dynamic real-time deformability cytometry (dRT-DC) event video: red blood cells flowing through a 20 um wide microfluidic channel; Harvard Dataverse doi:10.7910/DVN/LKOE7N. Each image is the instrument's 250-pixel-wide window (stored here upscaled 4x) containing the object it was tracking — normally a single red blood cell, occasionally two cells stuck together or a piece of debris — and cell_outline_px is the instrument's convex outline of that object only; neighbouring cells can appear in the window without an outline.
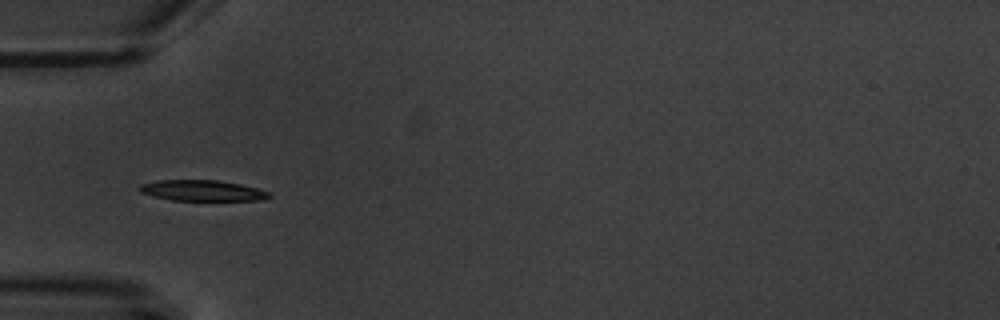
{"species": "common noctule bat (a hibernating species)", "species_latin": "Nyctalus noctula", "temperature_condition": "warm", "stored_images_in_passage": 10, "camera_frame_rate_fps": 3000, "um_per_image_px": 0.085, "animal": {"sex": "male", "body_mass_g": 20.1, "forearm_length_mm": 53.5}, "frame": {"image": 1, "passage_image": 5, "time_ms": 5.667, "image_size_px": [1000, 320], "cell_outline_px": [[272, 196], [264, 200], [172, 200], [152, 196], [140, 192], [136, 188], [140, 184], [156, 180], [216, 180], [240, 184], [256, 188], [268, 192]], "centroid_in_image_um": [17.13, 16.19], "position_along_channel_um": 67.9, "area_um2": 15.72}}
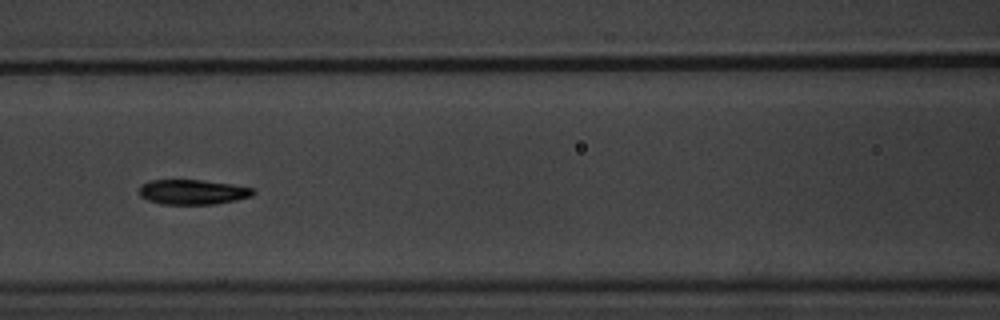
{"frame": {"image": 2, "passage_image": 7, "time_ms": 8.0, "image_size_px": [1000, 320], "cell_outline_px": [[256, 192], [252, 196], [236, 200], [216, 204], [160, 204], [148, 200], [140, 196], [140, 184], [148, 180], [200, 180], [232, 184], [252, 188]], "centroid_in_image_um": [16.37, 16.32], "position_along_channel_um": 150.2, "area_um2": 16.59}}
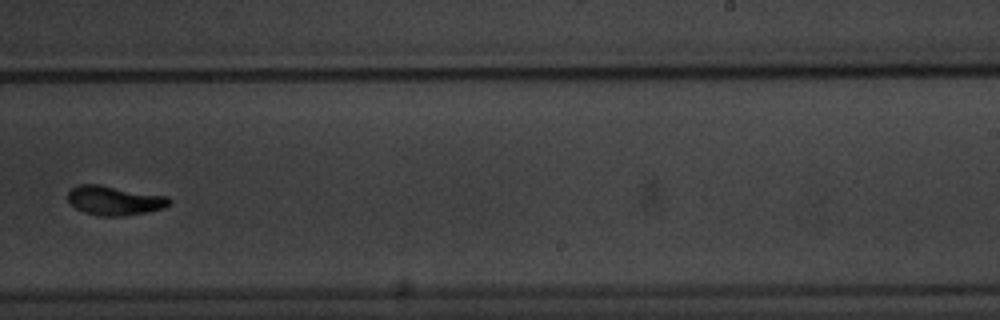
{"frame": {"image": 3, "passage_image": 10, "time_ms": 11.667, "image_size_px": [1000, 320], "cell_outline_px": [[172, 200], [164, 208], [148, 212], [120, 216], [100, 216], [84, 212], [76, 208], [68, 200], [68, 192], [76, 184], [100, 184], [168, 196]], "centroid_in_image_um": [9.73, 17.03], "position_along_channel_um": 279.3, "area_um2": 17.4}}